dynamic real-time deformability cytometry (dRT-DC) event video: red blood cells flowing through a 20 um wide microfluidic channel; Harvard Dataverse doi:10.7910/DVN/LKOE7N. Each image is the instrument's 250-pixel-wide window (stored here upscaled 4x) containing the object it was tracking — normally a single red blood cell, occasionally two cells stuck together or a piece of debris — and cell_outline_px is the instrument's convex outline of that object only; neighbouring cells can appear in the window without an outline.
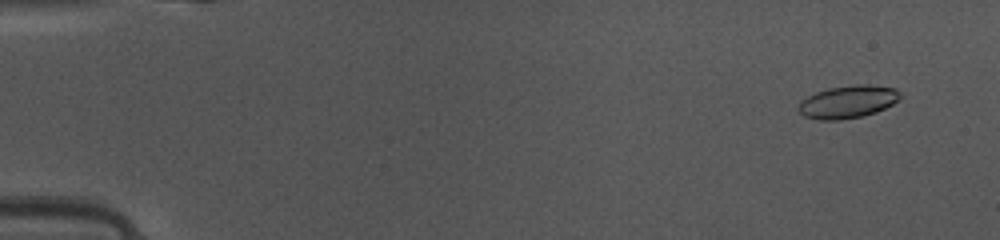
{"species": "common noctule bat (a hibernating species)", "species_latin": "Nyctalus noctula", "temperature_condition": "warm", "stored_images_in_passage": 49, "camera_frame_rate_fps": 3000, "um_per_image_px": 0.085, "animal": {"sex": "female", "body_mass_g": 10.0, "forearm_length_mm": 53.1}, "frame": {"image": 1, "passage_image": 4, "time_ms": 1.0, "image_size_px": [1000, 240], "cell_outline_px": [[900, 100], [876, 112], [864, 116], [840, 120], [820, 120], [804, 116], [796, 108], [800, 100], [816, 92], [828, 88], [856, 84], [868, 84], [896, 88], [900, 92]], "centroid_in_image_um": [72.06, 8.65], "position_along_channel_um": 12.9, "area_um2": 19.59}}
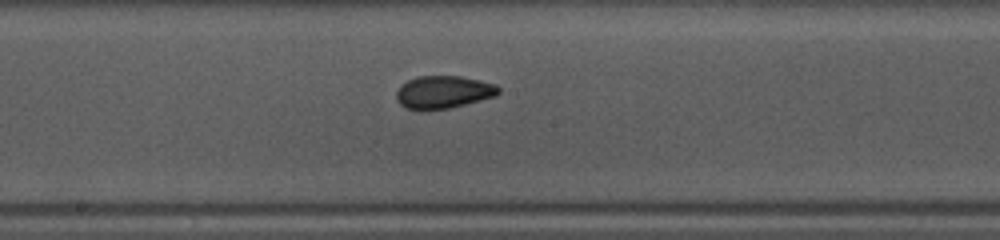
{"frame": {"image": 2, "passage_image": 27, "time_ms": 8.667, "image_size_px": [1000, 240], "cell_outline_px": [[500, 92], [496, 96], [448, 108], [404, 108], [396, 100], [396, 92], [400, 84], [416, 76], [460, 76], [480, 80], [496, 84], [500, 88]], "centroid_in_image_um": [37.69, 7.79], "position_along_channel_um": 210.5, "area_um2": 19.25}}
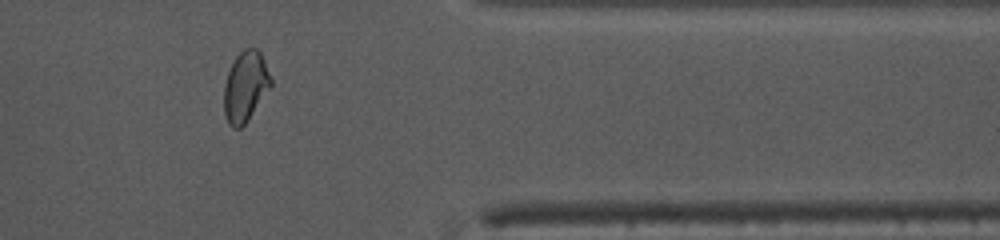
{"frame": {"image": 3, "passage_image": 41, "time_ms": 13.333, "image_size_px": [1000, 240], "cell_outline_px": [[272, 84], [244, 124], [240, 128], [232, 128], [228, 124], [224, 112], [224, 84], [228, 72], [236, 56], [244, 48], [256, 48], [260, 52], [264, 60], [272, 80]], "centroid_in_image_um": [20.84, 7.34], "position_along_channel_um": 390.6, "area_um2": 18.9}, "authors_computed_cell_mechanics": {"area_um2": 19.2474, "velocity_mm_per_s": 4.1334, "shape_relaxation_time_tau1_ms": 5.5642, "shape_relaxation_time_tau2_ms": 1.1077, "deformation_change_tau1": 0.1449, "deformation_change_tau2": 0.0464}}